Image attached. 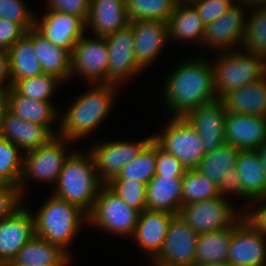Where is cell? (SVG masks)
<instances>
[{
    "label": "cell",
    "instance_id": "cell-1",
    "mask_svg": "<svg viewBox=\"0 0 266 266\" xmlns=\"http://www.w3.org/2000/svg\"><path fill=\"white\" fill-rule=\"evenodd\" d=\"M164 89L165 103L174 117H184L190 110L217 99L212 61L196 58L182 63L169 75Z\"/></svg>",
    "mask_w": 266,
    "mask_h": 266
},
{
    "label": "cell",
    "instance_id": "cell-2",
    "mask_svg": "<svg viewBox=\"0 0 266 266\" xmlns=\"http://www.w3.org/2000/svg\"><path fill=\"white\" fill-rule=\"evenodd\" d=\"M93 85L90 90L78 96L64 113L58 136L71 142L78 140L89 135L107 117L118 85L109 83H93Z\"/></svg>",
    "mask_w": 266,
    "mask_h": 266
},
{
    "label": "cell",
    "instance_id": "cell-3",
    "mask_svg": "<svg viewBox=\"0 0 266 266\" xmlns=\"http://www.w3.org/2000/svg\"><path fill=\"white\" fill-rule=\"evenodd\" d=\"M104 185L92 154L84 156L74 151L64 163L53 195L76 205L89 215Z\"/></svg>",
    "mask_w": 266,
    "mask_h": 266
},
{
    "label": "cell",
    "instance_id": "cell-4",
    "mask_svg": "<svg viewBox=\"0 0 266 266\" xmlns=\"http://www.w3.org/2000/svg\"><path fill=\"white\" fill-rule=\"evenodd\" d=\"M35 236L60 246L68 254V245L88 215L76 205L51 194L49 200L34 215ZM86 221V222H85Z\"/></svg>",
    "mask_w": 266,
    "mask_h": 266
},
{
    "label": "cell",
    "instance_id": "cell-5",
    "mask_svg": "<svg viewBox=\"0 0 266 266\" xmlns=\"http://www.w3.org/2000/svg\"><path fill=\"white\" fill-rule=\"evenodd\" d=\"M217 60L212 64L217 99L266 76V59L247 51H224Z\"/></svg>",
    "mask_w": 266,
    "mask_h": 266
},
{
    "label": "cell",
    "instance_id": "cell-6",
    "mask_svg": "<svg viewBox=\"0 0 266 266\" xmlns=\"http://www.w3.org/2000/svg\"><path fill=\"white\" fill-rule=\"evenodd\" d=\"M153 140L169 154L174 155L188 169H196L205 155L203 141L184 117H172L162 134Z\"/></svg>",
    "mask_w": 266,
    "mask_h": 266
},
{
    "label": "cell",
    "instance_id": "cell-7",
    "mask_svg": "<svg viewBox=\"0 0 266 266\" xmlns=\"http://www.w3.org/2000/svg\"><path fill=\"white\" fill-rule=\"evenodd\" d=\"M68 141L58 135L53 137L47 144L42 145L35 150L25 153L23 157V171L19 183L20 195H23V184L28 178L42 181L52 182L56 185L64 163L73 153H66Z\"/></svg>",
    "mask_w": 266,
    "mask_h": 266
},
{
    "label": "cell",
    "instance_id": "cell-8",
    "mask_svg": "<svg viewBox=\"0 0 266 266\" xmlns=\"http://www.w3.org/2000/svg\"><path fill=\"white\" fill-rule=\"evenodd\" d=\"M234 212L225 197L219 196L183 205L179 215L197 234H202L234 226L245 215Z\"/></svg>",
    "mask_w": 266,
    "mask_h": 266
},
{
    "label": "cell",
    "instance_id": "cell-9",
    "mask_svg": "<svg viewBox=\"0 0 266 266\" xmlns=\"http://www.w3.org/2000/svg\"><path fill=\"white\" fill-rule=\"evenodd\" d=\"M140 211L128 206L104 185L96 197L88 223L118 235H133Z\"/></svg>",
    "mask_w": 266,
    "mask_h": 266
},
{
    "label": "cell",
    "instance_id": "cell-10",
    "mask_svg": "<svg viewBox=\"0 0 266 266\" xmlns=\"http://www.w3.org/2000/svg\"><path fill=\"white\" fill-rule=\"evenodd\" d=\"M265 237L244 215L232 226L227 263L236 266H266Z\"/></svg>",
    "mask_w": 266,
    "mask_h": 266
},
{
    "label": "cell",
    "instance_id": "cell-11",
    "mask_svg": "<svg viewBox=\"0 0 266 266\" xmlns=\"http://www.w3.org/2000/svg\"><path fill=\"white\" fill-rule=\"evenodd\" d=\"M198 234L179 214L171 219L167 235L155 266H194Z\"/></svg>",
    "mask_w": 266,
    "mask_h": 266
},
{
    "label": "cell",
    "instance_id": "cell-12",
    "mask_svg": "<svg viewBox=\"0 0 266 266\" xmlns=\"http://www.w3.org/2000/svg\"><path fill=\"white\" fill-rule=\"evenodd\" d=\"M109 54L105 37L83 36L71 53V76L80 74L86 81L106 83Z\"/></svg>",
    "mask_w": 266,
    "mask_h": 266
},
{
    "label": "cell",
    "instance_id": "cell-13",
    "mask_svg": "<svg viewBox=\"0 0 266 266\" xmlns=\"http://www.w3.org/2000/svg\"><path fill=\"white\" fill-rule=\"evenodd\" d=\"M108 46L109 62L106 83L119 86L121 81L142 71L134 54V34L128 25L105 37Z\"/></svg>",
    "mask_w": 266,
    "mask_h": 266
},
{
    "label": "cell",
    "instance_id": "cell-14",
    "mask_svg": "<svg viewBox=\"0 0 266 266\" xmlns=\"http://www.w3.org/2000/svg\"><path fill=\"white\" fill-rule=\"evenodd\" d=\"M152 139L153 136H150L138 142L111 141L94 146L90 153L99 178L107 183L112 177L117 176Z\"/></svg>",
    "mask_w": 266,
    "mask_h": 266
},
{
    "label": "cell",
    "instance_id": "cell-15",
    "mask_svg": "<svg viewBox=\"0 0 266 266\" xmlns=\"http://www.w3.org/2000/svg\"><path fill=\"white\" fill-rule=\"evenodd\" d=\"M226 114L222 99H215L190 110L184 116L201 137L205 154L225 143Z\"/></svg>",
    "mask_w": 266,
    "mask_h": 266
},
{
    "label": "cell",
    "instance_id": "cell-16",
    "mask_svg": "<svg viewBox=\"0 0 266 266\" xmlns=\"http://www.w3.org/2000/svg\"><path fill=\"white\" fill-rule=\"evenodd\" d=\"M47 11L40 22L35 17L34 28L52 44L72 53L76 43L83 37L86 21L72 14Z\"/></svg>",
    "mask_w": 266,
    "mask_h": 266
},
{
    "label": "cell",
    "instance_id": "cell-17",
    "mask_svg": "<svg viewBox=\"0 0 266 266\" xmlns=\"http://www.w3.org/2000/svg\"><path fill=\"white\" fill-rule=\"evenodd\" d=\"M240 7L243 9L245 6L240 3L232 5L217 20L206 24L201 43L210 45L220 52L233 50L236 44L240 46L246 22L245 12Z\"/></svg>",
    "mask_w": 266,
    "mask_h": 266
},
{
    "label": "cell",
    "instance_id": "cell-18",
    "mask_svg": "<svg viewBox=\"0 0 266 266\" xmlns=\"http://www.w3.org/2000/svg\"><path fill=\"white\" fill-rule=\"evenodd\" d=\"M34 236L33 215L23 205L0 220V266H6Z\"/></svg>",
    "mask_w": 266,
    "mask_h": 266
},
{
    "label": "cell",
    "instance_id": "cell-19",
    "mask_svg": "<svg viewBox=\"0 0 266 266\" xmlns=\"http://www.w3.org/2000/svg\"><path fill=\"white\" fill-rule=\"evenodd\" d=\"M266 142V117L228 113L225 143L240 150H256Z\"/></svg>",
    "mask_w": 266,
    "mask_h": 266
},
{
    "label": "cell",
    "instance_id": "cell-20",
    "mask_svg": "<svg viewBox=\"0 0 266 266\" xmlns=\"http://www.w3.org/2000/svg\"><path fill=\"white\" fill-rule=\"evenodd\" d=\"M57 134L51 126L36 125L22 120L8 109L5 110L0 122V137L11 141L20 150H25V153L47 144Z\"/></svg>",
    "mask_w": 266,
    "mask_h": 266
},
{
    "label": "cell",
    "instance_id": "cell-21",
    "mask_svg": "<svg viewBox=\"0 0 266 266\" xmlns=\"http://www.w3.org/2000/svg\"><path fill=\"white\" fill-rule=\"evenodd\" d=\"M129 26L134 34L135 58L144 69L156 59L168 41V23L160 20H132Z\"/></svg>",
    "mask_w": 266,
    "mask_h": 266
},
{
    "label": "cell",
    "instance_id": "cell-22",
    "mask_svg": "<svg viewBox=\"0 0 266 266\" xmlns=\"http://www.w3.org/2000/svg\"><path fill=\"white\" fill-rule=\"evenodd\" d=\"M173 216L172 213L148 209L140 212L133 236L140 248L149 253L152 260L161 251Z\"/></svg>",
    "mask_w": 266,
    "mask_h": 266
},
{
    "label": "cell",
    "instance_id": "cell-23",
    "mask_svg": "<svg viewBox=\"0 0 266 266\" xmlns=\"http://www.w3.org/2000/svg\"><path fill=\"white\" fill-rule=\"evenodd\" d=\"M125 0H90L86 27L95 36L106 37L129 25Z\"/></svg>",
    "mask_w": 266,
    "mask_h": 266
},
{
    "label": "cell",
    "instance_id": "cell-24",
    "mask_svg": "<svg viewBox=\"0 0 266 266\" xmlns=\"http://www.w3.org/2000/svg\"><path fill=\"white\" fill-rule=\"evenodd\" d=\"M182 207V177L154 175L147 183L146 209L179 214Z\"/></svg>",
    "mask_w": 266,
    "mask_h": 266
},
{
    "label": "cell",
    "instance_id": "cell-25",
    "mask_svg": "<svg viewBox=\"0 0 266 266\" xmlns=\"http://www.w3.org/2000/svg\"><path fill=\"white\" fill-rule=\"evenodd\" d=\"M69 255L60 246L34 236L6 266H68Z\"/></svg>",
    "mask_w": 266,
    "mask_h": 266
},
{
    "label": "cell",
    "instance_id": "cell-26",
    "mask_svg": "<svg viewBox=\"0 0 266 266\" xmlns=\"http://www.w3.org/2000/svg\"><path fill=\"white\" fill-rule=\"evenodd\" d=\"M228 113L266 117V76L238 87L222 98Z\"/></svg>",
    "mask_w": 266,
    "mask_h": 266
},
{
    "label": "cell",
    "instance_id": "cell-27",
    "mask_svg": "<svg viewBox=\"0 0 266 266\" xmlns=\"http://www.w3.org/2000/svg\"><path fill=\"white\" fill-rule=\"evenodd\" d=\"M235 169L238 172L243 192L248 200H266L265 170L256 150H240ZM263 200V201H262Z\"/></svg>",
    "mask_w": 266,
    "mask_h": 266
},
{
    "label": "cell",
    "instance_id": "cell-28",
    "mask_svg": "<svg viewBox=\"0 0 266 266\" xmlns=\"http://www.w3.org/2000/svg\"><path fill=\"white\" fill-rule=\"evenodd\" d=\"M33 49L43 72L57 77L62 82L71 78V53L48 41L35 28H32Z\"/></svg>",
    "mask_w": 266,
    "mask_h": 266
},
{
    "label": "cell",
    "instance_id": "cell-29",
    "mask_svg": "<svg viewBox=\"0 0 266 266\" xmlns=\"http://www.w3.org/2000/svg\"><path fill=\"white\" fill-rule=\"evenodd\" d=\"M7 109L22 120L42 126H50L59 115L51 102L23 96L13 86L7 90Z\"/></svg>",
    "mask_w": 266,
    "mask_h": 266
},
{
    "label": "cell",
    "instance_id": "cell-30",
    "mask_svg": "<svg viewBox=\"0 0 266 266\" xmlns=\"http://www.w3.org/2000/svg\"><path fill=\"white\" fill-rule=\"evenodd\" d=\"M11 86L18 80L38 76L43 72L32 44V28L9 49Z\"/></svg>",
    "mask_w": 266,
    "mask_h": 266
},
{
    "label": "cell",
    "instance_id": "cell-31",
    "mask_svg": "<svg viewBox=\"0 0 266 266\" xmlns=\"http://www.w3.org/2000/svg\"><path fill=\"white\" fill-rule=\"evenodd\" d=\"M232 227L198 234L194 266L227 263Z\"/></svg>",
    "mask_w": 266,
    "mask_h": 266
},
{
    "label": "cell",
    "instance_id": "cell-32",
    "mask_svg": "<svg viewBox=\"0 0 266 266\" xmlns=\"http://www.w3.org/2000/svg\"><path fill=\"white\" fill-rule=\"evenodd\" d=\"M167 23L169 38L203 41L206 25L192 4H176Z\"/></svg>",
    "mask_w": 266,
    "mask_h": 266
},
{
    "label": "cell",
    "instance_id": "cell-33",
    "mask_svg": "<svg viewBox=\"0 0 266 266\" xmlns=\"http://www.w3.org/2000/svg\"><path fill=\"white\" fill-rule=\"evenodd\" d=\"M239 152L240 149L224 143L214 151L205 154L196 170L218 186L228 176H234Z\"/></svg>",
    "mask_w": 266,
    "mask_h": 266
},
{
    "label": "cell",
    "instance_id": "cell-34",
    "mask_svg": "<svg viewBox=\"0 0 266 266\" xmlns=\"http://www.w3.org/2000/svg\"><path fill=\"white\" fill-rule=\"evenodd\" d=\"M250 10L253 13L245 22L241 48L243 47L242 50L245 49V52L266 59V5L254 6Z\"/></svg>",
    "mask_w": 266,
    "mask_h": 266
},
{
    "label": "cell",
    "instance_id": "cell-35",
    "mask_svg": "<svg viewBox=\"0 0 266 266\" xmlns=\"http://www.w3.org/2000/svg\"><path fill=\"white\" fill-rule=\"evenodd\" d=\"M156 173V142L152 139L140 154L128 163L117 176L111 179H125L127 181H141L147 183Z\"/></svg>",
    "mask_w": 266,
    "mask_h": 266
},
{
    "label": "cell",
    "instance_id": "cell-36",
    "mask_svg": "<svg viewBox=\"0 0 266 266\" xmlns=\"http://www.w3.org/2000/svg\"><path fill=\"white\" fill-rule=\"evenodd\" d=\"M218 186L196 169H188L182 177V206L195 201L219 197Z\"/></svg>",
    "mask_w": 266,
    "mask_h": 266
},
{
    "label": "cell",
    "instance_id": "cell-37",
    "mask_svg": "<svg viewBox=\"0 0 266 266\" xmlns=\"http://www.w3.org/2000/svg\"><path fill=\"white\" fill-rule=\"evenodd\" d=\"M129 21L160 20L167 22L174 11V0H125Z\"/></svg>",
    "mask_w": 266,
    "mask_h": 266
},
{
    "label": "cell",
    "instance_id": "cell-38",
    "mask_svg": "<svg viewBox=\"0 0 266 266\" xmlns=\"http://www.w3.org/2000/svg\"><path fill=\"white\" fill-rule=\"evenodd\" d=\"M57 77L42 73L38 76L16 81L12 86L23 96L33 100L50 101L57 84L61 83Z\"/></svg>",
    "mask_w": 266,
    "mask_h": 266
},
{
    "label": "cell",
    "instance_id": "cell-39",
    "mask_svg": "<svg viewBox=\"0 0 266 266\" xmlns=\"http://www.w3.org/2000/svg\"><path fill=\"white\" fill-rule=\"evenodd\" d=\"M105 185L128 206L142 212L146 209L147 185L141 181L110 179Z\"/></svg>",
    "mask_w": 266,
    "mask_h": 266
},
{
    "label": "cell",
    "instance_id": "cell-40",
    "mask_svg": "<svg viewBox=\"0 0 266 266\" xmlns=\"http://www.w3.org/2000/svg\"><path fill=\"white\" fill-rule=\"evenodd\" d=\"M18 150L17 145L0 137V175L17 187L23 171V155Z\"/></svg>",
    "mask_w": 266,
    "mask_h": 266
},
{
    "label": "cell",
    "instance_id": "cell-41",
    "mask_svg": "<svg viewBox=\"0 0 266 266\" xmlns=\"http://www.w3.org/2000/svg\"><path fill=\"white\" fill-rule=\"evenodd\" d=\"M0 17L20 24L26 31L34 28L35 16L21 0H0Z\"/></svg>",
    "mask_w": 266,
    "mask_h": 266
},
{
    "label": "cell",
    "instance_id": "cell-42",
    "mask_svg": "<svg viewBox=\"0 0 266 266\" xmlns=\"http://www.w3.org/2000/svg\"><path fill=\"white\" fill-rule=\"evenodd\" d=\"M186 168L172 154L167 153L156 143V173L171 177H183Z\"/></svg>",
    "mask_w": 266,
    "mask_h": 266
},
{
    "label": "cell",
    "instance_id": "cell-43",
    "mask_svg": "<svg viewBox=\"0 0 266 266\" xmlns=\"http://www.w3.org/2000/svg\"><path fill=\"white\" fill-rule=\"evenodd\" d=\"M204 24L217 20L232 4L221 0H195L191 3Z\"/></svg>",
    "mask_w": 266,
    "mask_h": 266
},
{
    "label": "cell",
    "instance_id": "cell-44",
    "mask_svg": "<svg viewBox=\"0 0 266 266\" xmlns=\"http://www.w3.org/2000/svg\"><path fill=\"white\" fill-rule=\"evenodd\" d=\"M47 10L60 11L82 17L87 21L90 11V0H48Z\"/></svg>",
    "mask_w": 266,
    "mask_h": 266
},
{
    "label": "cell",
    "instance_id": "cell-45",
    "mask_svg": "<svg viewBox=\"0 0 266 266\" xmlns=\"http://www.w3.org/2000/svg\"><path fill=\"white\" fill-rule=\"evenodd\" d=\"M26 32L20 24L0 17V49L8 51Z\"/></svg>",
    "mask_w": 266,
    "mask_h": 266
},
{
    "label": "cell",
    "instance_id": "cell-46",
    "mask_svg": "<svg viewBox=\"0 0 266 266\" xmlns=\"http://www.w3.org/2000/svg\"><path fill=\"white\" fill-rule=\"evenodd\" d=\"M22 196L19 187L10 185L6 190L0 191V220L12 215L21 207Z\"/></svg>",
    "mask_w": 266,
    "mask_h": 266
},
{
    "label": "cell",
    "instance_id": "cell-47",
    "mask_svg": "<svg viewBox=\"0 0 266 266\" xmlns=\"http://www.w3.org/2000/svg\"><path fill=\"white\" fill-rule=\"evenodd\" d=\"M218 191L220 197L224 198L225 194L231 192L232 194L239 195L240 197L249 198L242 190L241 182L239 179L238 172L236 171L234 176H228L225 181H221L218 185Z\"/></svg>",
    "mask_w": 266,
    "mask_h": 266
},
{
    "label": "cell",
    "instance_id": "cell-48",
    "mask_svg": "<svg viewBox=\"0 0 266 266\" xmlns=\"http://www.w3.org/2000/svg\"><path fill=\"white\" fill-rule=\"evenodd\" d=\"M245 213L246 218L252 222L261 232L266 235V204L255 210H247Z\"/></svg>",
    "mask_w": 266,
    "mask_h": 266
},
{
    "label": "cell",
    "instance_id": "cell-49",
    "mask_svg": "<svg viewBox=\"0 0 266 266\" xmlns=\"http://www.w3.org/2000/svg\"><path fill=\"white\" fill-rule=\"evenodd\" d=\"M7 81V83L5 82ZM11 87L10 66L8 52L0 49V88L9 89Z\"/></svg>",
    "mask_w": 266,
    "mask_h": 266
},
{
    "label": "cell",
    "instance_id": "cell-50",
    "mask_svg": "<svg viewBox=\"0 0 266 266\" xmlns=\"http://www.w3.org/2000/svg\"><path fill=\"white\" fill-rule=\"evenodd\" d=\"M6 109H7V89L0 88V122L2 121Z\"/></svg>",
    "mask_w": 266,
    "mask_h": 266
},
{
    "label": "cell",
    "instance_id": "cell-51",
    "mask_svg": "<svg viewBox=\"0 0 266 266\" xmlns=\"http://www.w3.org/2000/svg\"><path fill=\"white\" fill-rule=\"evenodd\" d=\"M239 3L245 6V9H250L254 6L266 5V0H239Z\"/></svg>",
    "mask_w": 266,
    "mask_h": 266
},
{
    "label": "cell",
    "instance_id": "cell-52",
    "mask_svg": "<svg viewBox=\"0 0 266 266\" xmlns=\"http://www.w3.org/2000/svg\"><path fill=\"white\" fill-rule=\"evenodd\" d=\"M256 151L258 152V155L260 157L266 175V142L263 145H261L259 148H257Z\"/></svg>",
    "mask_w": 266,
    "mask_h": 266
},
{
    "label": "cell",
    "instance_id": "cell-53",
    "mask_svg": "<svg viewBox=\"0 0 266 266\" xmlns=\"http://www.w3.org/2000/svg\"><path fill=\"white\" fill-rule=\"evenodd\" d=\"M10 185L11 183L0 175V191L6 190Z\"/></svg>",
    "mask_w": 266,
    "mask_h": 266
},
{
    "label": "cell",
    "instance_id": "cell-54",
    "mask_svg": "<svg viewBox=\"0 0 266 266\" xmlns=\"http://www.w3.org/2000/svg\"><path fill=\"white\" fill-rule=\"evenodd\" d=\"M195 0H174L175 4H191Z\"/></svg>",
    "mask_w": 266,
    "mask_h": 266
},
{
    "label": "cell",
    "instance_id": "cell-55",
    "mask_svg": "<svg viewBox=\"0 0 266 266\" xmlns=\"http://www.w3.org/2000/svg\"><path fill=\"white\" fill-rule=\"evenodd\" d=\"M202 266H232L228 263H223V264H211V265H202Z\"/></svg>",
    "mask_w": 266,
    "mask_h": 266
},
{
    "label": "cell",
    "instance_id": "cell-56",
    "mask_svg": "<svg viewBox=\"0 0 266 266\" xmlns=\"http://www.w3.org/2000/svg\"><path fill=\"white\" fill-rule=\"evenodd\" d=\"M231 3L232 5H235L236 3H239V0H221ZM236 2V3H235Z\"/></svg>",
    "mask_w": 266,
    "mask_h": 266
}]
</instances>
